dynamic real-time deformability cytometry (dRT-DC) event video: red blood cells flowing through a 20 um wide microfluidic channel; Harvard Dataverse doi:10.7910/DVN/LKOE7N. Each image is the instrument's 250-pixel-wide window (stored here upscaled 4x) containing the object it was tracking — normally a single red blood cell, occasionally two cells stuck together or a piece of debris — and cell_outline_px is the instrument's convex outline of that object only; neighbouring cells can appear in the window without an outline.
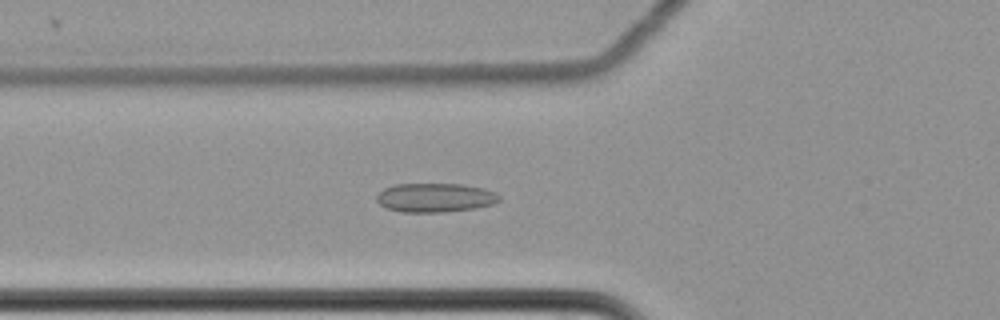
{"species": "common noctule bat (a hibernating species)", "species_latin": "Nyctalus noctula", "temperature_condition": "cold", "stored_images_in_passage": 49, "camera_frame_rate_fps": 3000, "um_per_image_px": 0.085, "animal": {"sex": "female", "body_mass_g": 22.7, "forearm_length_mm": 54.2}, "frame": {"image": 1, "passage_image": 12, "time_ms": 3.667, "image_size_px": [1000, 320], "cell_outline_px": [[500, 200], [492, 204], [476, 208], [444, 212], [404, 212], [388, 208], [380, 204], [376, 200], [376, 196], [384, 188], [396, 184], [464, 184], [484, 188], [496, 192], [500, 196]], "centroid_in_image_um": [37.01, 16.79], "position_along_channel_um": 88.8, "area_um2": 20.75}}
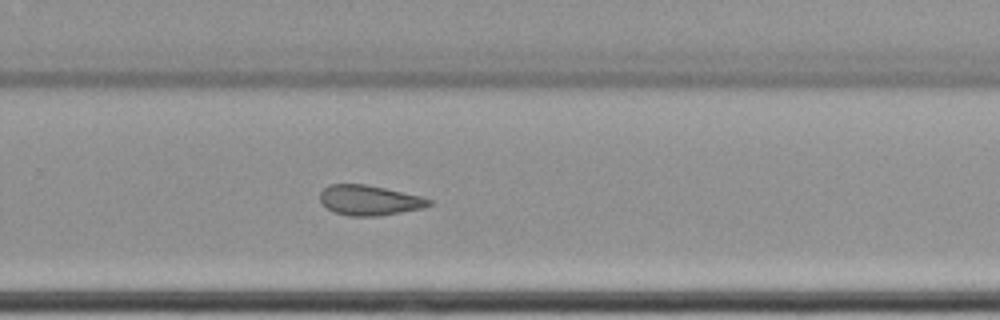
{"frame": {"image": 2, "passage_image": 30, "time_ms": 9.667, "image_size_px": [1000, 320], "cell_outline_px": [[432, 204], [424, 208], [380, 216], [348, 216], [336, 212], [328, 208], [320, 200], [320, 192], [328, 184], [364, 184], [384, 188], [420, 196], [432, 200]], "centroid_in_image_um": [31.41, 17.02], "position_along_channel_um": 298.4, "area_um2": 19.02}}
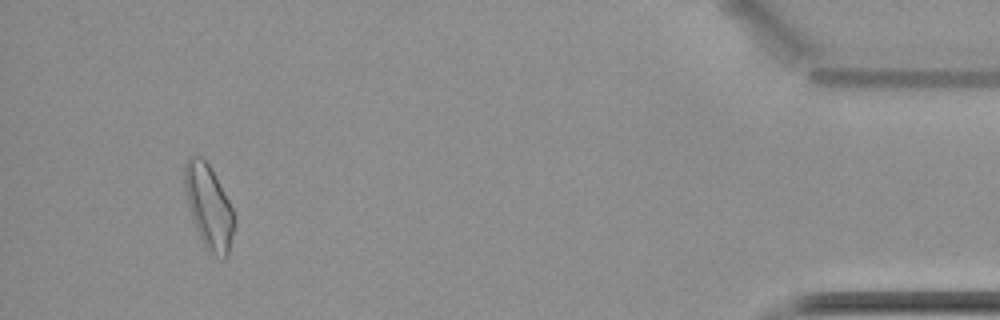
{"frame": {"image": 3, "passage_image": 46, "time_ms": 15.0, "image_size_px": [1000, 320], "cell_outline_px": [[236, 224], [228, 256], [224, 260], [208, 252], [200, 240], [188, 204], [184, 188], [184, 164], [188, 156], [200, 156], [208, 164], [228, 200], [232, 208]], "centroid_in_image_um": [17.75, 17.62], "position_along_channel_um": 417.4, "area_um2": 24.22}, "authors_computed_cell_mechanics": {"area_um2": 20.1144, "velocity_mm_per_s": 3.4957, "shape_relaxation_time_tau1_ms": 8.5662, "shape_relaxation_time_tau2_ms": 3.7564, "deformation_change_tau1": 0.097, "deformation_change_tau2": 0.1048}}